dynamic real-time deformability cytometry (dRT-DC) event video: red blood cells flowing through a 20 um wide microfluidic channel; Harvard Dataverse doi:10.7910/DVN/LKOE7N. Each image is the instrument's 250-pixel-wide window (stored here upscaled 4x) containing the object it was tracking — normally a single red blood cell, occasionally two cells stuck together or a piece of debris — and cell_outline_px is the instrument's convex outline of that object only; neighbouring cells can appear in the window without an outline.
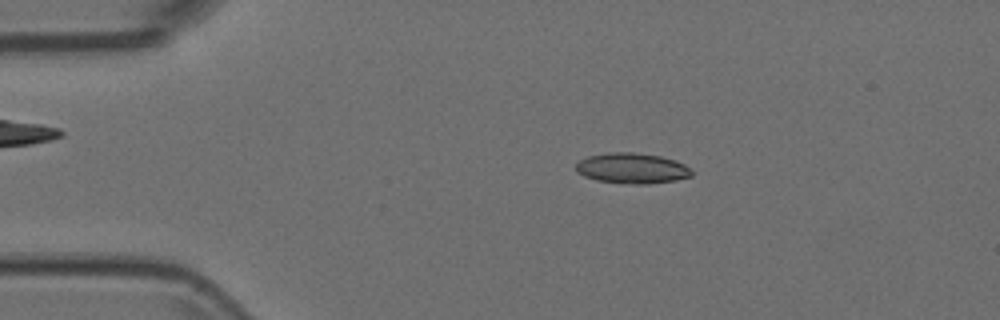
{"species": "Egyptian fruit bat (a non-hibernating species)", "species_latin": "Rousettus aegyptiacus", "temperature_condition": "room temperature", "stored_images_in_passage": 15, "camera_frame_rate_fps": 3000, "um_per_image_px": 0.085, "animal": {"sex": "female"}, "frame": {"image": 1, "passage_image": 9, "time_ms": 2.667, "image_size_px": [1000, 320], "cell_outline_px": [[692, 176], [676, 180], [648, 184], [636, 184], [596, 180], [584, 176], [576, 172], [576, 164], [580, 160], [588, 156], [608, 152], [632, 152], [660, 156], [676, 160], [684, 164], [692, 172]], "centroid_in_image_um": [53.71, 14.3], "position_along_channel_um": 31.3, "area_um2": 20.52}}